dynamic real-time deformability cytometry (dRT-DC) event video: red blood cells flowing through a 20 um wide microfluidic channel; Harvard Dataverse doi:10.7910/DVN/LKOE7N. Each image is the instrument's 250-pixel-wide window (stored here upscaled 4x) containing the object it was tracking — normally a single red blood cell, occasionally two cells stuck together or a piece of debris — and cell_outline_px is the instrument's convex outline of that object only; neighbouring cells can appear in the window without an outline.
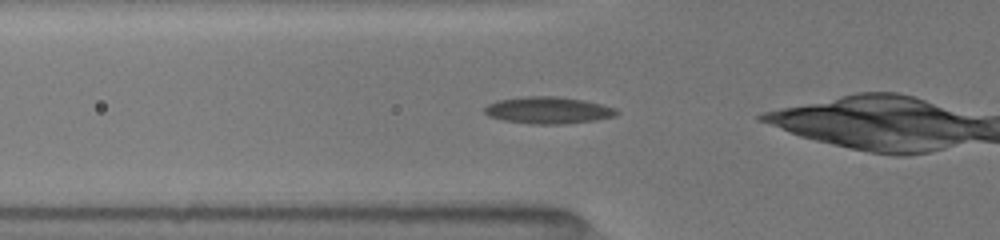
{"species": "common noctule bat (a hibernating species)", "species_latin": "Nyctalus noctula", "temperature_condition": "room temperature", "stored_images_in_passage": 47, "camera_frame_rate_fps": 3000, "um_per_image_px": 0.085, "animal": {"sex": "female", "body_mass_g": 19.5, "forearm_length_mm": 54.1}, "frame": {"image": 1, "passage_image": 3, "time_ms": 0.333, "image_size_px": [1000, 240], "cell_outline_px": [[620, 112], [616, 116], [596, 120], [564, 124], [532, 124], [504, 120], [488, 116], [484, 112], [484, 108], [488, 104], [500, 100], [524, 96], [556, 96], [584, 100], [616, 108]], "centroid_in_image_um": [46.62, 9.37], "position_along_channel_um": 79.2, "area_um2": 20.69}}
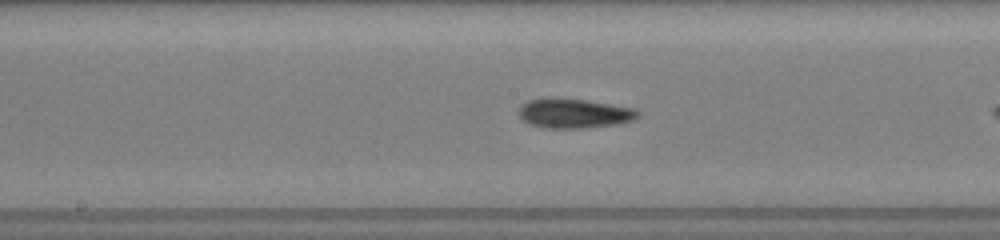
{"frame": {"image": 2, "passage_image": 17, "time_ms": 3.333, "image_size_px": [1000, 240], "cell_outline_px": [[640, 112], [632, 120], [616, 124], [588, 128], [548, 128], [528, 124], [520, 116], [520, 108], [528, 100], [584, 100], [632, 108]], "centroid_in_image_um": [48.82, 9.68], "position_along_channel_um": 199.4, "area_um2": 19.54}}
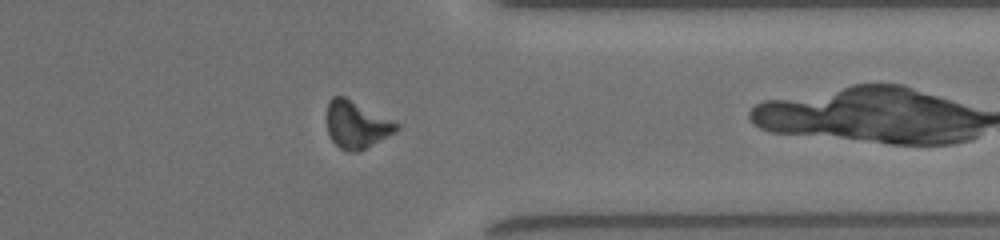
{"frame": {"image": 3, "passage_image": 38, "time_ms": 8.0, "image_size_px": [1000, 240], "cell_outline_px": [[400, 128], [396, 132], [356, 152], [348, 152], [340, 148], [332, 140], [328, 132], [328, 100], [332, 96], [344, 96], [400, 124]], "centroid_in_image_um": [30.31, 10.59], "position_along_channel_um": 381.1, "area_um2": 18.84}}